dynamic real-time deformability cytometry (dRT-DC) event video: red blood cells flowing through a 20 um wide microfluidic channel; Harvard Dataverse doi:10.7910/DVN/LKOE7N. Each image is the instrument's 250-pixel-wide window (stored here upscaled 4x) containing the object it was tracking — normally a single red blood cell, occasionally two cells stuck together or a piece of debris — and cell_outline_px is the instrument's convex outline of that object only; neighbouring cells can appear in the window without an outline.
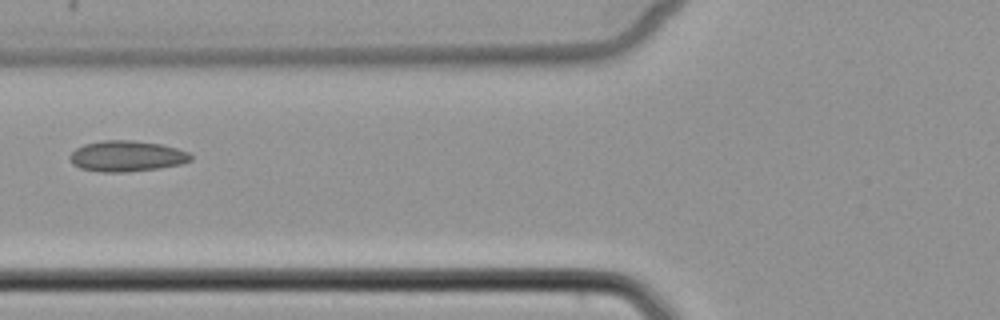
{"species": "common noctule bat (a hibernating species)", "species_latin": "Nyctalus noctula", "temperature_condition": "cold", "stored_images_in_passage": 2, "camera_frame_rate_fps": 3000, "um_per_image_px": 0.085, "animal": {"sex": "female", "body_mass_g": 22.7, "forearm_length_mm": 54.2}, "frame": {"image": 1, "passage_image": 2, "time_ms": 1.0, "image_size_px": [1000, 320], "cell_outline_px": [[192, 160], [180, 164], [160, 168], [128, 172], [100, 172], [80, 168], [72, 164], [68, 156], [76, 148], [84, 144], [100, 140], [132, 140], [160, 144], [176, 148], [188, 152], [192, 156]], "centroid_in_image_um": [10.74, 13.27], "position_along_channel_um": 115.1, "area_um2": 21.85}}